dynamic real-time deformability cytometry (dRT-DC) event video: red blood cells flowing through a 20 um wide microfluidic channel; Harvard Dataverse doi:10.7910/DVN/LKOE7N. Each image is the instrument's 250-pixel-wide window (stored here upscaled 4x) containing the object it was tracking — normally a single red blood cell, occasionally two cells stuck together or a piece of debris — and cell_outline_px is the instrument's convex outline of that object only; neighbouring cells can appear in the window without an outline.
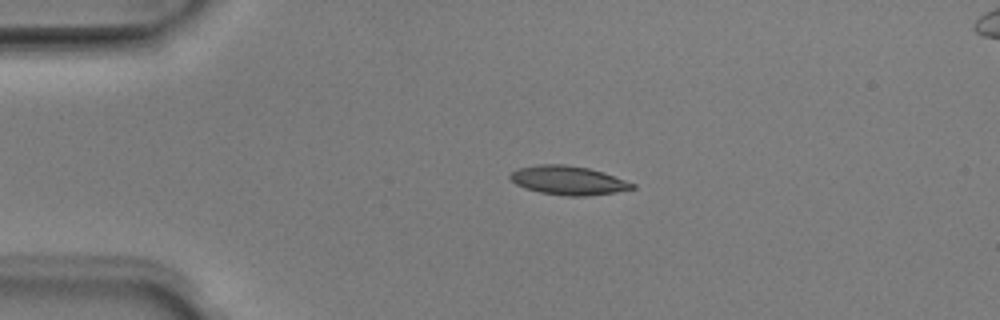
{"species": "Egyptian fruit bat (a non-hibernating species)", "species_latin": "Rousettus aegyptiacus", "temperature_condition": "room temperature", "stored_images_in_passage": 41, "camera_frame_rate_fps": 3000, "um_per_image_px": 0.085, "animal": {"sex": "male"}, "frame": {"image": 1, "passage_image": 1, "time_ms": 0.0, "image_size_px": [1000, 320], "cell_outline_px": [[636, 188], [612, 192], [584, 196], [568, 196], [540, 192], [524, 188], [516, 184], [508, 176], [512, 172], [520, 168], [540, 164], [564, 164], [588, 168], [604, 172], [636, 184]], "centroid_in_image_um": [48.3, 15.32], "position_along_channel_um": 36.7, "area_um2": 20.35}}
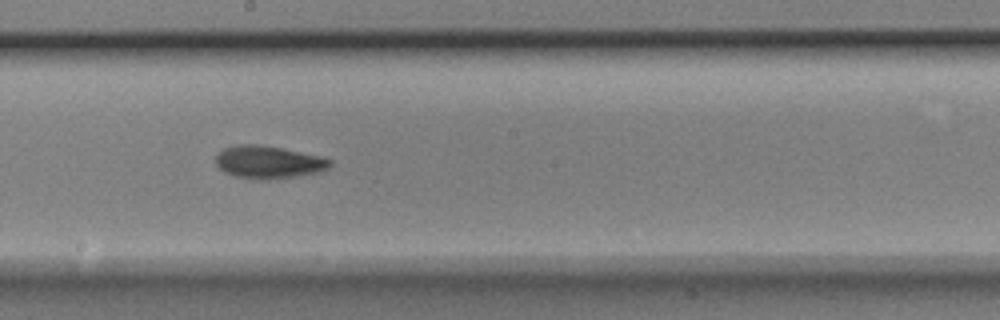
{"frame": {"image": 2, "passage_image": 18, "time_ms": 5.667, "image_size_px": [1000, 320], "cell_outline_px": [[332, 164], [328, 168], [320, 172], [268, 180], [260, 180], [236, 176], [224, 172], [216, 164], [216, 152], [224, 148], [240, 144], [256, 144], [280, 148], [320, 156], [332, 160]], "centroid_in_image_um": [22.8, 13.78], "position_along_channel_um": 225.4, "area_um2": 21.68}}
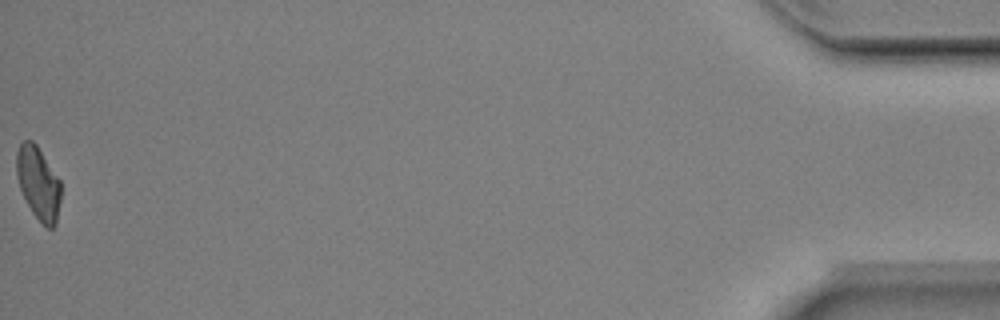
{"frame": {"image": 3, "passage_image": 41, "time_ms": 13.333, "image_size_px": [1000, 320], "cell_outline_px": [[60, 200], [56, 224], [52, 228], [48, 228], [32, 212], [20, 188], [16, 172], [16, 152], [20, 144], [24, 140], [32, 140], [36, 144], [60, 180]], "centroid_in_image_um": [3.25, 15.54], "position_along_channel_um": 431.9, "area_um2": 18.55}, "authors_computed_cell_mechanics": {"area_um2": 20.3456, "velocity_mm_per_s": 3.9894, "shape_relaxation_time_tau1_ms": 2.2109, "shape_relaxation_time_tau2_ms": 4.9196, "deformation_change_tau1": 0.1311, "deformation_change_tau2": 0.1191}}